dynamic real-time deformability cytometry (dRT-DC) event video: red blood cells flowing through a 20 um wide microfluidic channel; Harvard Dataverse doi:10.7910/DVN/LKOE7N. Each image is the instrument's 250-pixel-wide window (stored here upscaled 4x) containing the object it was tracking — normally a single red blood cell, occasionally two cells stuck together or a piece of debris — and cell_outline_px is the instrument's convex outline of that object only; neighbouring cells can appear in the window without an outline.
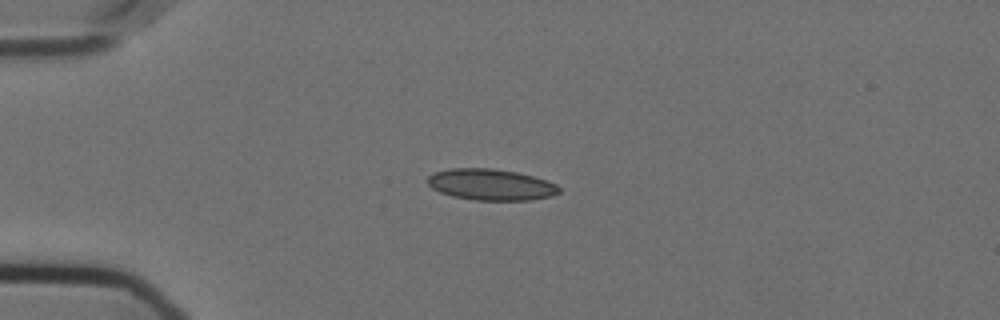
{"species": "Egyptian fruit bat (a non-hibernating species)", "species_latin": "Rousettus aegyptiacus", "temperature_condition": "cold", "stored_images_in_passage": 39, "camera_frame_rate_fps": 3000, "um_per_image_px": 0.085, "animal": {"sex": "female"}, "frame": {"image": 1, "passage_image": 2, "time_ms": 0.333, "image_size_px": [1000, 320], "cell_outline_px": [[560, 192], [552, 196], [528, 200], [476, 200], [452, 196], [440, 192], [432, 188], [428, 184], [428, 176], [436, 172], [452, 168], [492, 168], [516, 172], [532, 176], [556, 184], [560, 188]], "centroid_in_image_um": [41.72, 15.69], "position_along_channel_um": 43.3, "area_um2": 23.76}}
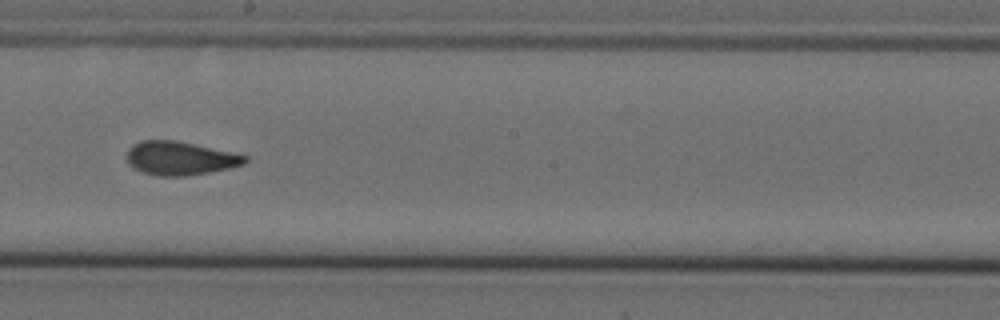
{"frame": {"image": 2, "passage_image": 20, "time_ms": 6.333, "image_size_px": [1000, 320], "cell_outline_px": [[248, 160], [244, 164], [228, 168], [208, 172], [184, 176], [156, 176], [144, 172], [128, 164], [124, 156], [128, 148], [132, 144], [140, 140], [176, 140], [248, 156]], "centroid_in_image_um": [15.24, 13.44], "position_along_channel_um": 233.0, "area_um2": 23.12}}
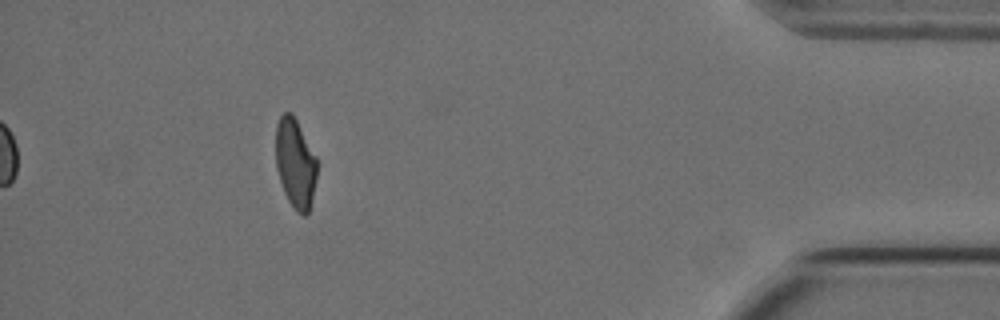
{"frame": {"image": 3, "passage_image": 39, "time_ms": 12.667, "image_size_px": [1000, 320], "cell_outline_px": [[316, 180], [312, 200], [308, 212], [304, 216], [296, 212], [288, 200], [284, 192], [276, 168], [276, 124], [280, 116], [284, 112], [292, 112], [316, 156]], "centroid_in_image_um": [25.09, 13.88], "position_along_channel_um": 410.1, "area_um2": 21.5}, "authors_computed_cell_mechanics": {"area_um2": 23.2934, "velocity_mm_per_s": 3.5962, "shape_relaxation_time_tau1_ms": null, "shape_relaxation_time_tau2_ms": 1.7795, "deformation_change_tau1": null, "deformation_change_tau2": 0.054}}